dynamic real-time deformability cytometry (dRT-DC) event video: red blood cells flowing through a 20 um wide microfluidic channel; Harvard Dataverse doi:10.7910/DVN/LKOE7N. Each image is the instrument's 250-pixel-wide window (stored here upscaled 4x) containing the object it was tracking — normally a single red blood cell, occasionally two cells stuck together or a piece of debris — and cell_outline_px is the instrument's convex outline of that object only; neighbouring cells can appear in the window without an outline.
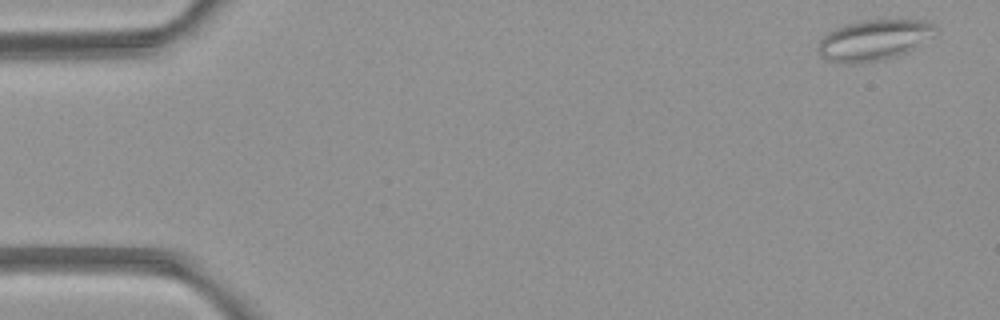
{"species": "common noctule bat (a hibernating species)", "species_latin": "Nyctalus noctula", "temperature_condition": "room temperature", "stored_images_in_passage": 5, "camera_frame_rate_fps": 3000, "um_per_image_px": 0.085, "animal": {"sex": "female", "body_mass_g": 21.9}, "frame": {"image": 1, "passage_image": 1, "time_ms": 0.0, "image_size_px": [1000, 320], "cell_outline_px": [[936, 28], [932, 36], [916, 48], [896, 56], [880, 60], [856, 64], [848, 64], [824, 60], [816, 52], [816, 48], [820, 40], [828, 32], [836, 28], [860, 20], [924, 20], [932, 24]], "centroid_in_image_um": [74.22, 3.43], "position_along_channel_um": 10.8, "area_um2": 27.92}}